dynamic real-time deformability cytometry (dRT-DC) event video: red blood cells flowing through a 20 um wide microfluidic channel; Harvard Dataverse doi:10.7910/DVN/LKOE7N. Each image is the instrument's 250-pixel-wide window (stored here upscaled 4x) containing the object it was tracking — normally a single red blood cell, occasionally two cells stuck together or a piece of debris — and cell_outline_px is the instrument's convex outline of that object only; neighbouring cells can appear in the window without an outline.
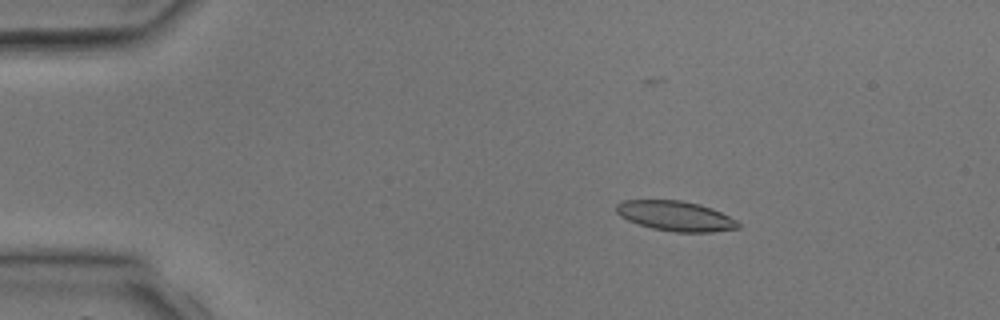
{"species": "common noctule bat (a hibernating species)", "species_latin": "Nyctalus noctula", "temperature_condition": "room temperature", "stored_images_in_passage": 3, "camera_frame_rate_fps": 3000, "um_per_image_px": 0.085, "animal": {"sex": "male", "body_mass_g": 17.9, "forearm_length_mm": 54.2}, "frame": {"image": 1, "passage_image": 1, "time_ms": 0.0, "image_size_px": [1000, 320], "cell_outline_px": [[740, 228], [712, 232], [676, 232], [652, 228], [636, 224], [620, 216], [616, 212], [616, 204], [624, 200], [680, 200], [700, 204], [712, 208], [736, 220], [740, 224]], "centroid_in_image_um": [57.41, 18.36], "position_along_channel_um": 27.6, "area_um2": 21.33}}
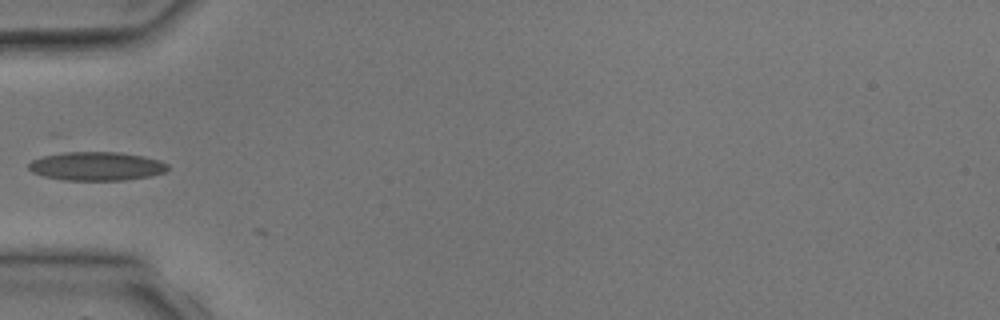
{"frame": {"image": 2, "passage_image": 3, "time_ms": 2.333, "image_size_px": [1000, 320], "cell_outline_px": [[168, 168], [164, 172], [152, 176], [124, 180], [64, 180], [44, 176], [32, 172], [28, 168], [28, 164], [32, 160], [44, 156], [64, 152], [120, 152], [144, 156], [160, 160], [168, 164]], "centroid_in_image_um": [8.22, 14.12], "position_along_channel_um": 76.8, "area_um2": 23.29}}